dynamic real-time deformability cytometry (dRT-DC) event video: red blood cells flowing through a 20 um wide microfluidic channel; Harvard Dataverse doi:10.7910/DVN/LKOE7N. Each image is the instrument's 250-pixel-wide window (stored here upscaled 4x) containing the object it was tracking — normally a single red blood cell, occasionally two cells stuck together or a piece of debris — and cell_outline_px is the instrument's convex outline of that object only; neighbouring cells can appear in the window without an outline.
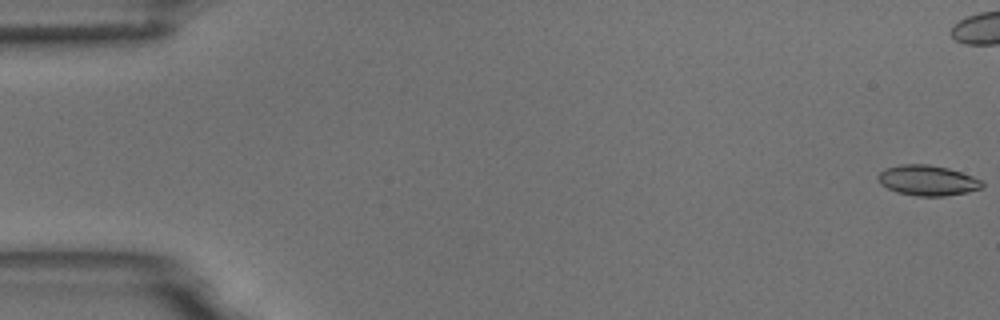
{"species": "common noctule bat (a hibernating species)", "species_latin": "Nyctalus noctula", "temperature_condition": "room temperature", "stored_images_in_passage": 57, "camera_frame_rate_fps": 3000, "um_per_image_px": 0.085, "animal": {"sex": "male", "body_mass_g": 18.8}, "frame": {"image": 1, "passage_image": 1, "time_ms": 0.0, "image_size_px": [1000, 320], "cell_outline_px": [[984, 184], [980, 188], [968, 192], [944, 196], [916, 196], [896, 192], [880, 184], [880, 172], [884, 168], [900, 164], [928, 164], [948, 168], [972, 176], [980, 180]], "centroid_in_image_um": [78.83, 15.33], "position_along_channel_um": 6.2, "area_um2": 18.26}}
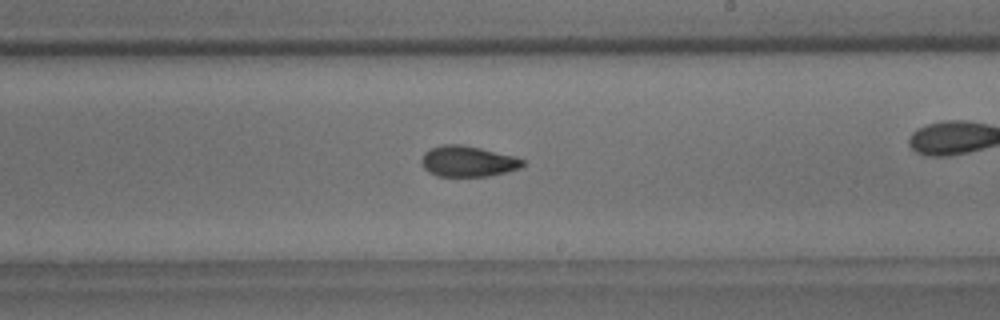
{"frame": {"image": 2, "passage_image": 33, "time_ms": 10.667, "image_size_px": [1000, 320], "cell_outline_px": [[524, 164], [520, 168], [508, 172], [488, 176], [436, 176], [428, 172], [420, 164], [420, 160], [424, 152], [428, 148], [444, 144], [460, 144], [480, 148], [516, 156], [524, 160]], "centroid_in_image_um": [39.74, 13.71], "position_along_channel_um": 249.3, "area_um2": 18.44}}
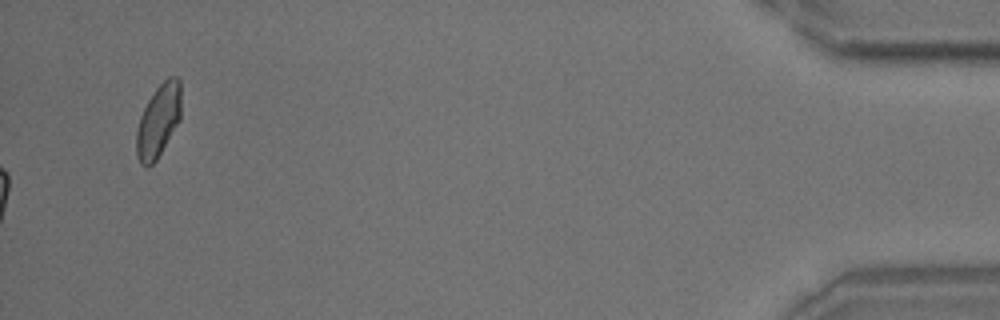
{"frame": {"image": 3, "passage_image": 57, "time_ms": 18.667, "image_size_px": [1000, 320], "cell_outline_px": [[180, 120], [156, 160], [148, 168], [140, 164], [136, 156], [136, 132], [140, 116], [148, 100], [156, 88], [168, 76], [176, 76], [180, 80]], "centroid_in_image_um": [13.45, 10.28], "position_along_channel_um": 421.8, "area_um2": 18.96}, "authors_computed_cell_mechanics": {"area_um2": 18.2648, "velocity_mm_per_s": 3.6832, "shape_relaxation_time_tau1_ms": 5.3298, "shape_relaxation_time_tau2_ms": 2.6947, "deformation_change_tau1": 0.1586, "deformation_change_tau2": 0.0874}}